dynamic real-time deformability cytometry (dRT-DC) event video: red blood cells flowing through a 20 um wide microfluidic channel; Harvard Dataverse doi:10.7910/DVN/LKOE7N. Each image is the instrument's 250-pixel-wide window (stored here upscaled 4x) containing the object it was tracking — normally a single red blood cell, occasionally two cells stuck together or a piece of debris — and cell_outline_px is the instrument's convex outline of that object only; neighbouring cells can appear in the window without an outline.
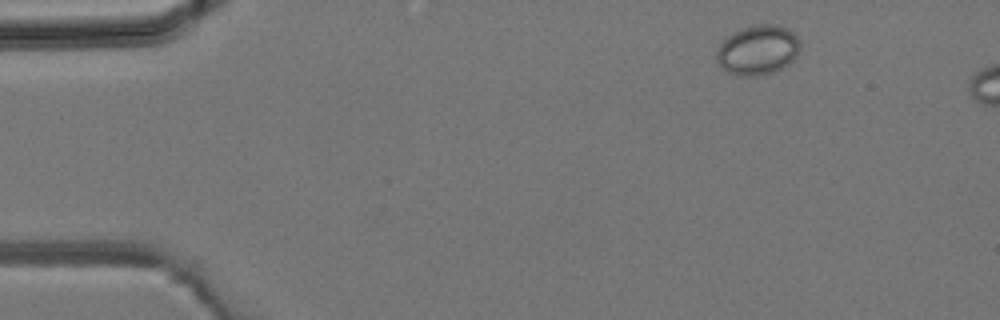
{"species": "common noctule bat (a hibernating species)", "species_latin": "Nyctalus noctula", "temperature_condition": "room temperature", "stored_images_in_passage": 7, "camera_frame_rate_fps": 3000, "um_per_image_px": 0.085, "animal": {"sex": "male", "body_mass_g": 19.2, "forearm_length_mm": 51.8}, "frame": {"image": 1, "passage_image": 3, "time_ms": 0.667, "image_size_px": [1000, 320], "cell_outline_px": [[800, 48], [796, 56], [784, 68], [776, 72], [760, 76], [736, 76], [720, 68], [716, 60], [716, 52], [720, 44], [732, 32], [740, 28], [752, 24], [776, 24], [788, 28], [800, 40]], "centroid_in_image_um": [64.4, 4.26], "position_along_channel_um": 20.6, "area_um2": 24.8}}